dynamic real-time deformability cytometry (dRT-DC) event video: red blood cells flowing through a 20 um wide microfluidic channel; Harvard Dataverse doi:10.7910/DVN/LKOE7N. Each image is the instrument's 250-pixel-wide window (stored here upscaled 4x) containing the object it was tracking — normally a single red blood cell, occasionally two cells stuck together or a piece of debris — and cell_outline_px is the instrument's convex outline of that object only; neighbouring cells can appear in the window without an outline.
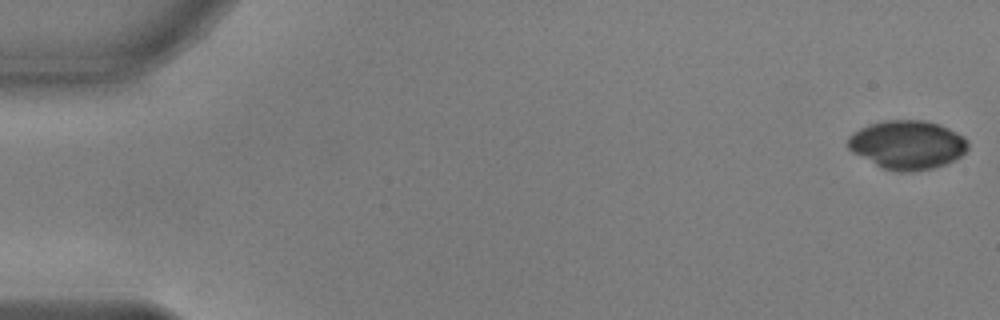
{"species": "common noctule bat (a hibernating species)", "species_latin": "Nyctalus noctula", "temperature_condition": "warm", "stored_images_in_passage": 53, "camera_frame_rate_fps": 3000, "um_per_image_px": 0.085, "animal": {"sex": "male", "body_mass_g": 17.9, "forearm_length_mm": 54.2}, "frame": {"image": 1, "passage_image": 1, "time_ms": 0.0, "image_size_px": [1000, 320], "cell_outline_px": [[968, 148], [960, 156], [944, 164], [932, 168], [908, 172], [900, 172], [884, 168], [852, 152], [848, 148], [848, 136], [852, 132], [860, 128], [884, 120], [924, 120], [940, 124], [964, 136], [968, 140]], "centroid_in_image_um": [77.12, 12.29], "position_along_channel_um": 7.9, "area_um2": 33.87}}